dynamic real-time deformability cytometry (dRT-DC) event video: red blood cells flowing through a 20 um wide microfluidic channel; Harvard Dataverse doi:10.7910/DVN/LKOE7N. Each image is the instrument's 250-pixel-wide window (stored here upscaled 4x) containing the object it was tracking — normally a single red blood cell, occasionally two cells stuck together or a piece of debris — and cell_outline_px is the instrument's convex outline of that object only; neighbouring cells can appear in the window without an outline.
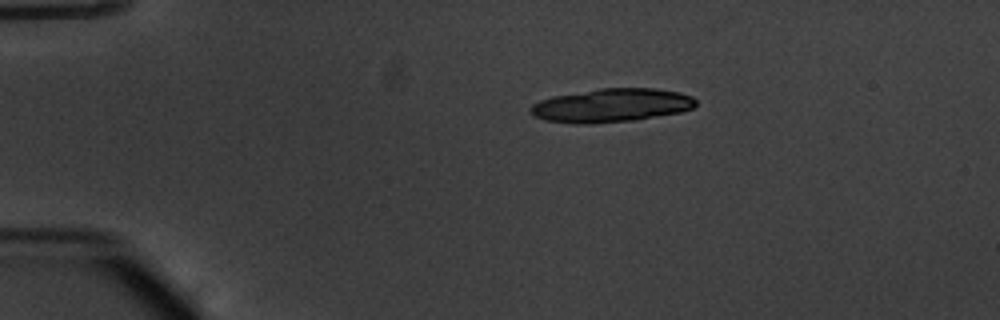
{"species": "common noctule bat (a hibernating species)", "species_latin": "Nyctalus noctula", "temperature_condition": "warm", "stored_images_in_passage": 16, "camera_frame_rate_fps": 3000, "um_per_image_px": 0.085, "animal": {"sex": "male", "body_mass_g": 20.1, "forearm_length_mm": 53.5}, "frame": {"image": 1, "passage_image": 1, "time_ms": 0.0, "image_size_px": [1000, 320], "cell_outline_px": [[696, 104], [692, 108], [680, 112], [636, 120], [588, 124], [572, 124], [544, 120], [532, 116], [528, 112], [528, 108], [532, 104], [540, 100], [552, 96], [600, 88], [656, 88], [680, 92], [692, 96], [696, 100]], "centroid_in_image_um": [51.92, 8.96], "position_along_channel_um": 33.1, "area_um2": 32.77}}